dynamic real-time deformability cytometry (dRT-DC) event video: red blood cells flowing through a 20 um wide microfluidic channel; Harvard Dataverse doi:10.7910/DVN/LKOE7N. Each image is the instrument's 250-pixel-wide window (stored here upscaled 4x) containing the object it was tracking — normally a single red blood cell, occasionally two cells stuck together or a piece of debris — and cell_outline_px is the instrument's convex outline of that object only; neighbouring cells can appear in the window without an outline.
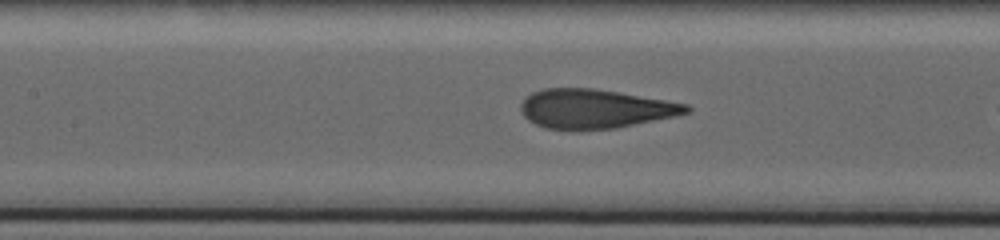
{"species": "human", "species_latin": "Homo sapiens", "temperature_condition": "warm", "stored_images_in_passage": 88, "camera_frame_rate_fps": 3000, "um_per_image_px": 0.085, "donor": {"sex": "male"}, "frame": {"image": 1, "passage_image": 49, "time_ms": 17.0, "image_size_px": [1000, 240], "cell_outline_px": [[692, 112], [676, 116], [616, 128], [544, 128], [528, 120], [520, 112], [520, 104], [524, 96], [532, 92], [544, 88], [592, 88], [620, 92], [688, 104], [692, 108]], "centroid_in_image_um": [50.58, 9.22], "position_along_channel_um": 156.8, "area_um2": 37.63}}
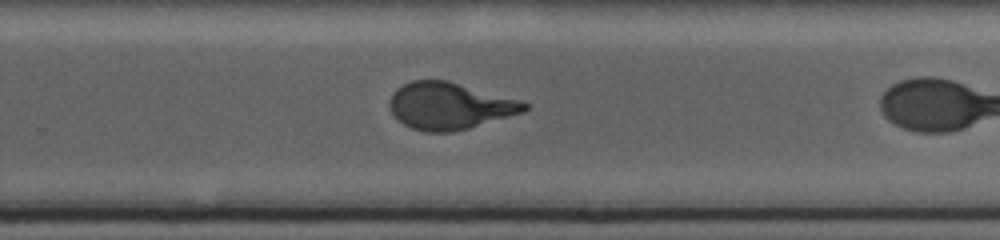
{"frame": {"image": 2, "passage_image": 70, "time_ms": 23.667, "image_size_px": [1000, 240], "cell_outline_px": [[528, 108], [524, 112], [468, 128], [452, 132], [424, 132], [412, 128], [404, 124], [392, 112], [388, 104], [388, 100], [392, 92], [396, 88], [412, 80], [448, 80], [524, 100], [528, 104]], "centroid_in_image_um": [38.23, 8.98], "position_along_channel_um": 291.6, "area_um2": 37.11}}
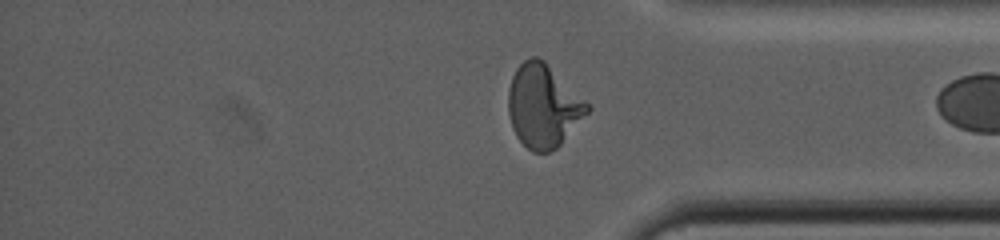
{"frame": {"image": 3, "passage_image": 86, "time_ms": 28.667, "image_size_px": [1000, 240], "cell_outline_px": [[592, 108], [560, 144], [556, 148], [548, 152], [532, 152], [516, 136], [512, 128], [508, 112], [508, 88], [512, 76], [516, 68], [524, 60], [532, 56], [536, 56], [544, 60]], "centroid_in_image_um": [46.14, 9.0], "position_along_channel_um": 389.1, "area_um2": 37.92}}